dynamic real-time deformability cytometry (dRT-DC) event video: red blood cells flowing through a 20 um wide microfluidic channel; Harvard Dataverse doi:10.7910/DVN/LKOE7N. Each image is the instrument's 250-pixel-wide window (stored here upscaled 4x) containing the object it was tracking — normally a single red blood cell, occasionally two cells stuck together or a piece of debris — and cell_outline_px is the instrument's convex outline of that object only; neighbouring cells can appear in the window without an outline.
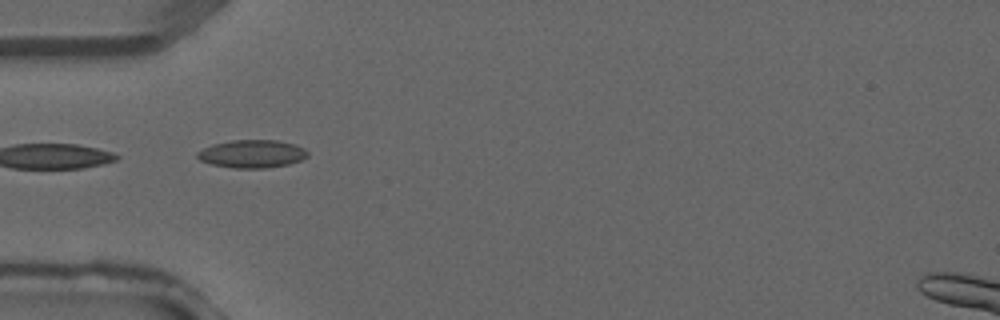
{"species": "common noctule bat (a hibernating species)", "species_latin": "Nyctalus noctula", "temperature_condition": "warm", "stored_images_in_passage": 4, "camera_frame_rate_fps": 3000, "um_per_image_px": 0.085, "animal": {"sex": "male", "forearm_length_mm": 52.5}, "frame": {"image": 1, "passage_image": 4, "time_ms": 1.0, "image_size_px": [1000, 320], "cell_outline_px": [[308, 156], [300, 160], [288, 164], [264, 168], [232, 168], [212, 164], [200, 160], [196, 156], [196, 152], [212, 144], [232, 140], [276, 140], [296, 144], [304, 148], [308, 152]], "centroid_in_image_um": [21.42, 13.07], "position_along_channel_um": 63.6, "area_um2": 17.98}}